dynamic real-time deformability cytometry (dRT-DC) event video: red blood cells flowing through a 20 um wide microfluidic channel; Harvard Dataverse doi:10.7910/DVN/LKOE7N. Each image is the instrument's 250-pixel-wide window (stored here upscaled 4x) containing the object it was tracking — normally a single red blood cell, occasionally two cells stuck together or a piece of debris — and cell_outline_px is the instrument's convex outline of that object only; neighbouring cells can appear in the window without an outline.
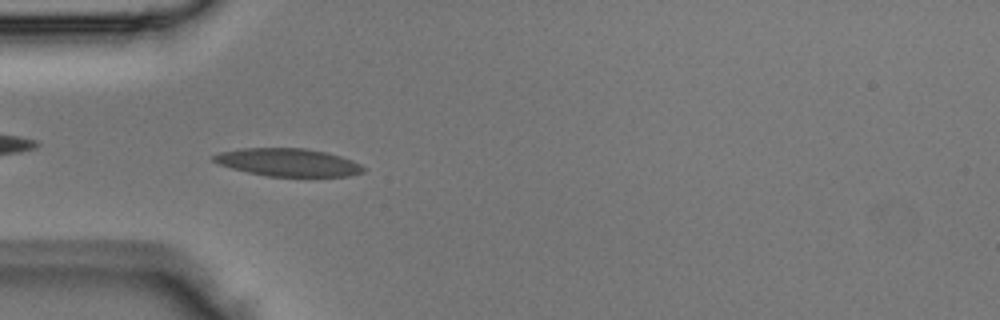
{"species": "Egyptian fruit bat (a non-hibernating species)", "species_latin": "Rousettus aegyptiacus", "temperature_condition": "room temperature", "stored_images_in_passage": 2, "camera_frame_rate_fps": 3000, "um_per_image_px": 0.085, "animal": {"sex": "male"}, "frame": {"image": 1, "passage_image": 2, "time_ms": 0.333, "image_size_px": [1000, 320], "cell_outline_px": [[368, 168], [364, 172], [348, 176], [268, 176], [248, 172], [232, 168], [220, 164], [212, 160], [212, 156], [220, 152], [240, 148], [304, 148], [324, 152], [340, 156], [352, 160]], "centroid_in_image_um": [24.51, 13.8], "position_along_channel_um": 60.5, "area_um2": 24.16}}